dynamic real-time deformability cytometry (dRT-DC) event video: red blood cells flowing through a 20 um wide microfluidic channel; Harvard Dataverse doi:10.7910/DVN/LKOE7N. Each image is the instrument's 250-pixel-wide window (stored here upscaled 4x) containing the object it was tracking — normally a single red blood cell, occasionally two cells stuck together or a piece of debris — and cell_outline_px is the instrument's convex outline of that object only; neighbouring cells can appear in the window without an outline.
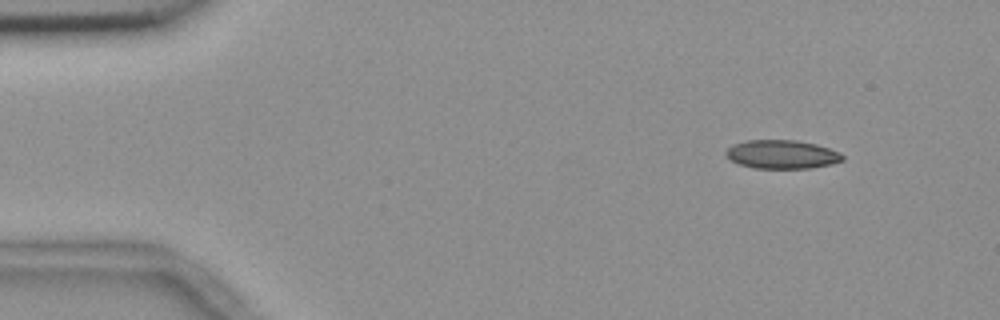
{"species": "common noctule bat (a hibernating species)", "species_latin": "Nyctalus noctula", "temperature_condition": "room temperature", "stored_images_in_passage": 50, "camera_frame_rate_fps": 3000, "um_per_image_px": 0.085, "animal": {"sex": "female", "body_mass_g": 18.4}, "frame": {"image": 1, "passage_image": 1, "time_ms": 0.0, "image_size_px": [1000, 320], "cell_outline_px": [[844, 160], [832, 164], [812, 168], [752, 168], [740, 164], [732, 160], [724, 152], [732, 144], [744, 140], [796, 140], [816, 144], [840, 152], [844, 156]], "centroid_in_image_um": [66.48, 13.12], "position_along_channel_um": 18.5, "area_um2": 19.54}}
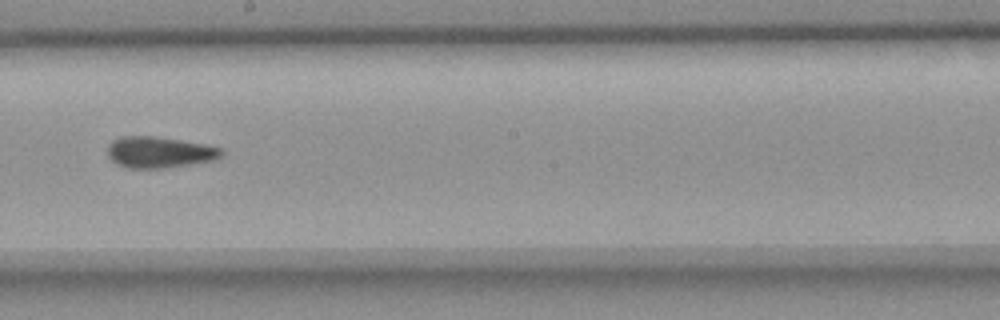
{"frame": {"image": 2, "passage_image": 26, "time_ms": 8.333, "image_size_px": [1000, 320], "cell_outline_px": [[224, 156], [216, 160], [192, 164], [164, 168], [124, 168], [116, 164], [108, 156], [108, 144], [112, 140], [120, 136], [152, 136], [180, 140], [204, 144], [220, 148], [224, 152]], "centroid_in_image_um": [13.54, 12.95], "position_along_channel_um": 234.7, "area_um2": 20.92}}
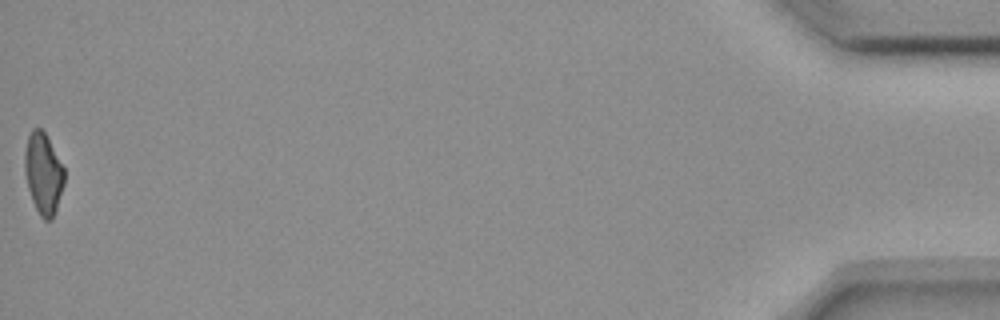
{"frame": {"image": 3, "passage_image": 50, "time_ms": 16.333, "image_size_px": [1000, 320], "cell_outline_px": [[64, 184], [52, 220], [44, 220], [40, 216], [32, 200], [28, 188], [24, 172], [24, 152], [28, 136], [32, 128], [40, 128], [44, 132], [64, 168]], "centroid_in_image_um": [3.66, 14.75], "position_along_channel_um": 431.5, "area_um2": 18.55}, "authors_computed_cell_mechanics": {"area_um2": 20.2589, "velocity_mm_per_s": 3.7022, "shape_relaxation_time_tau1_ms": null, "shape_relaxation_time_tau2_ms": 5.289, "deformation_change_tau1": null, "deformation_change_tau2": 0.1255}}